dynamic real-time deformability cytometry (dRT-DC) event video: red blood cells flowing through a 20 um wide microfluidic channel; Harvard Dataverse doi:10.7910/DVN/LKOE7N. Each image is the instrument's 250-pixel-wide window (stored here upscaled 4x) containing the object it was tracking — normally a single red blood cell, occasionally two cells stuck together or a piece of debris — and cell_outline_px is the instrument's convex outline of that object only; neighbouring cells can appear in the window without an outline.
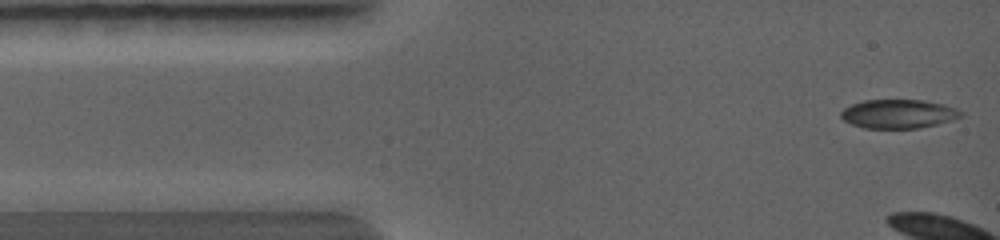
{"species": "common noctule bat (a hibernating species)", "species_latin": "Nyctalus noctula", "temperature_condition": "warm", "stored_images_in_passage": 7, "camera_frame_rate_fps": 5000, "um_per_image_px": 0.085, "animal": {"sex": "female", "body_mass_g": 19.0, "forearm_length_mm": 56.7}, "frame": {"image": 1, "passage_image": 1, "time_ms": 0.0, "image_size_px": [1000, 240], "cell_outline_px": [[964, 116], [952, 120], [936, 124], [916, 128], [864, 128], [852, 124], [844, 120], [840, 116], [840, 112], [844, 108], [852, 104], [864, 100], [924, 100], [944, 104], [956, 108], [964, 112]], "centroid_in_image_um": [76.39, 9.67], "position_along_channel_um": 8.6, "area_um2": 20.23}}